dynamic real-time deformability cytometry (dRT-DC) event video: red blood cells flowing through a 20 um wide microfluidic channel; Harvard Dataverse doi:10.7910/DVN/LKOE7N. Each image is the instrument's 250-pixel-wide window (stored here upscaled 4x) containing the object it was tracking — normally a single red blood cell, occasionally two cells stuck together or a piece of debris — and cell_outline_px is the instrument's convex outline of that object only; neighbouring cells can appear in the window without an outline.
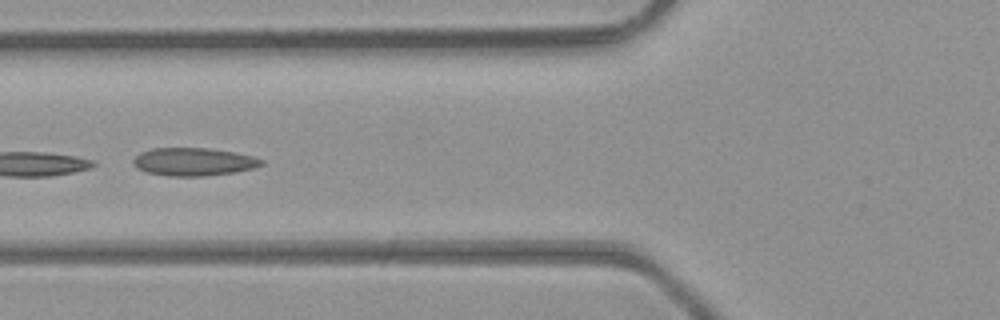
{"species": "common noctule bat (a hibernating species)", "species_latin": "Nyctalus noctula", "temperature_condition": "room temperature", "stored_images_in_passage": 5, "camera_frame_rate_fps": 3000, "um_per_image_px": 0.085, "animal": {"sex": "male", "body_mass_g": 23.1, "forearm_length_mm": 52.7}, "frame": {"image": 1, "passage_image": 5, "time_ms": 1.333, "image_size_px": [1000, 320], "cell_outline_px": [[264, 164], [252, 168], [236, 172], [204, 176], [168, 176], [144, 172], [136, 168], [132, 164], [132, 160], [140, 152], [152, 148], [208, 148], [236, 152], [252, 156], [264, 160]], "centroid_in_image_um": [16.42, 13.75], "position_along_channel_um": 109.4, "area_um2": 21.1}}